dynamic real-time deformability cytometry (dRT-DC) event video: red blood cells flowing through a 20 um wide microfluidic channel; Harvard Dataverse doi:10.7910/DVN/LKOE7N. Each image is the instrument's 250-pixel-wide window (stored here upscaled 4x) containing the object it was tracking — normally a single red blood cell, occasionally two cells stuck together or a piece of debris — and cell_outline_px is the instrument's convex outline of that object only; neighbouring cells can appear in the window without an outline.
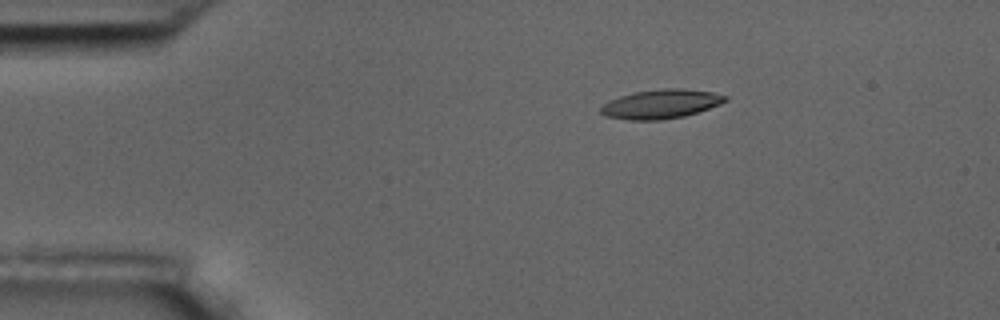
{"species": "common noctule bat (a hibernating species)", "species_latin": "Nyctalus noctula", "temperature_condition": "room temperature", "stored_images_in_passage": 47, "camera_frame_rate_fps": 3000, "um_per_image_px": 0.085, "animal": {"sex": "male", "body_mass_g": 17.5, "forearm_length_mm": 52.3}, "frame": {"image": 1, "passage_image": 1, "time_ms": 0.0, "image_size_px": [1000, 320], "cell_outline_px": [[728, 100], [720, 104], [684, 116], [660, 120], [628, 120], [604, 116], [600, 112], [600, 108], [608, 100], [620, 96], [636, 92], [664, 88], [684, 88], [712, 92], [728, 96]], "centroid_in_image_um": [56.16, 8.84], "position_along_channel_um": 28.8, "area_um2": 21.1}}
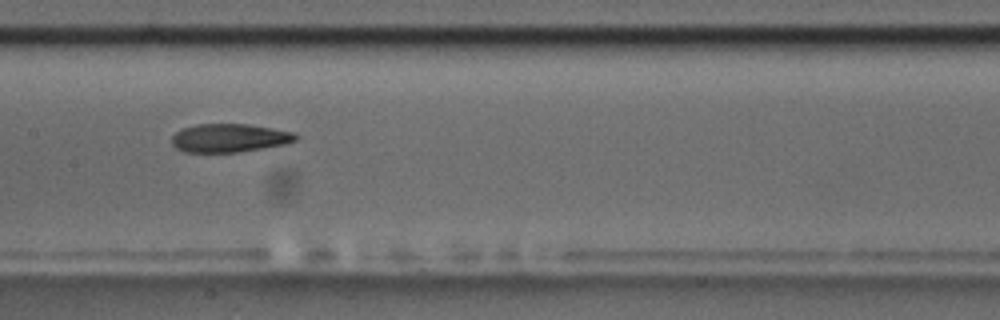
{"frame": {"image": 2, "passage_image": 19, "time_ms": 6.0, "image_size_px": [1000, 320], "cell_outline_px": [[300, 136], [296, 140], [284, 144], [264, 148], [236, 152], [184, 152], [176, 148], [172, 144], [172, 136], [180, 128], [196, 124], [248, 124], [296, 132]], "centroid_in_image_um": [19.5, 11.72], "position_along_channel_um": 187.9, "area_um2": 20.69}}
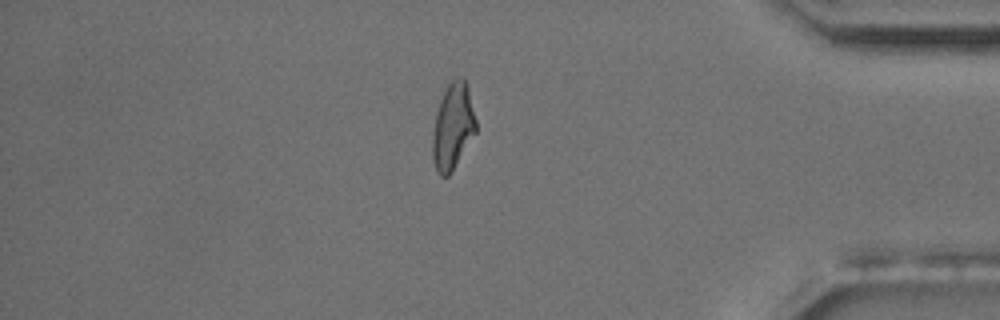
{"frame": {"image": 3, "passage_image": 39, "time_ms": 12.667, "image_size_px": [1000, 320], "cell_outline_px": [[476, 132], [452, 172], [448, 176], [440, 176], [436, 172], [432, 160], [432, 132], [436, 112], [448, 76], [460, 76], [464, 80], [468, 88], [476, 120]], "centroid_in_image_um": [38.46, 10.71], "position_along_channel_um": 396.7, "area_um2": 22.43}, "authors_computed_cell_mechanics": {"area_um2": 21.5594, "velocity_mm_per_s": 3.6039, "shape_relaxation_time_tau1_ms": null, "shape_relaxation_time_tau2_ms": 4.0063, "deformation_change_tau1": null, "deformation_change_tau2": 0.1318}}